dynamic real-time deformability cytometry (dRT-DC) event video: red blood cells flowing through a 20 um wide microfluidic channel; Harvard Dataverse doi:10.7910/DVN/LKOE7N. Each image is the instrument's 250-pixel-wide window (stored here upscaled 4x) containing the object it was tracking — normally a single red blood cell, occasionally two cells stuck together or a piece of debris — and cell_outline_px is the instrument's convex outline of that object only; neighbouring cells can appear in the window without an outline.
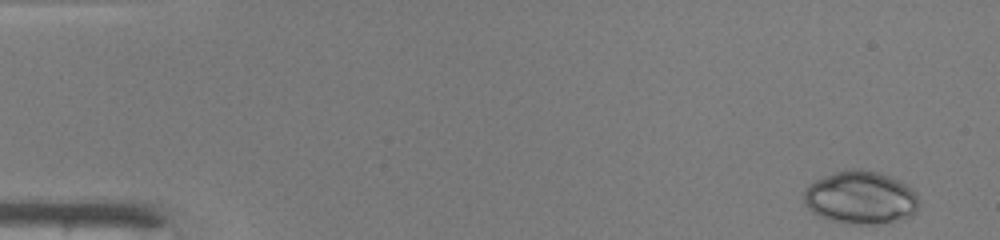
{"species": "common noctule bat (a hibernating species)", "species_latin": "Nyctalus noctula", "temperature_condition": "warm", "stored_images_in_passage": 47, "camera_frame_rate_fps": 3000, "um_per_image_px": 0.085, "animal": {"sex": "male", "body_mass_g": 19.0, "forearm_length_mm": 50.8}, "frame": {"image": 1, "passage_image": 1, "time_ms": 0.0, "image_size_px": [1000, 240], "cell_outline_px": [[916, 212], [912, 216], [872, 224], [848, 224], [832, 220], [820, 216], [812, 212], [804, 204], [804, 192], [808, 184], [816, 180], [836, 172], [848, 168], [860, 168], [876, 172], [888, 176], [904, 184], [916, 196]], "centroid_in_image_um": [73.08, 16.79], "position_along_channel_um": 11.9, "area_um2": 34.85}}
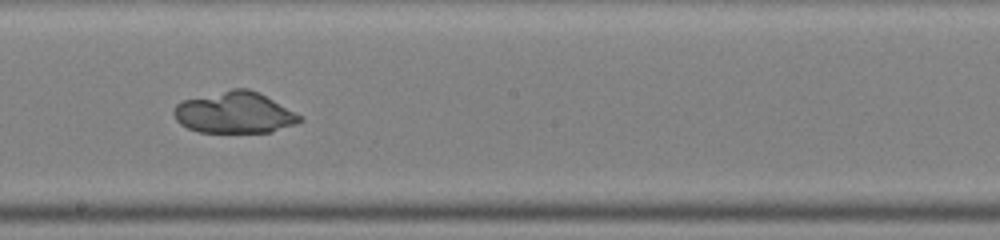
{"frame": {"image": 2, "passage_image": 26, "time_ms": 8.333, "image_size_px": [1000, 240], "cell_outline_px": [[304, 120], [296, 124], [272, 132], [200, 132], [188, 128], [180, 124], [176, 120], [172, 112], [176, 104], [184, 100], [232, 88], [248, 88], [304, 116]], "centroid_in_image_um": [19.94, 9.58], "position_along_channel_um": 228.3, "area_um2": 30.29}}
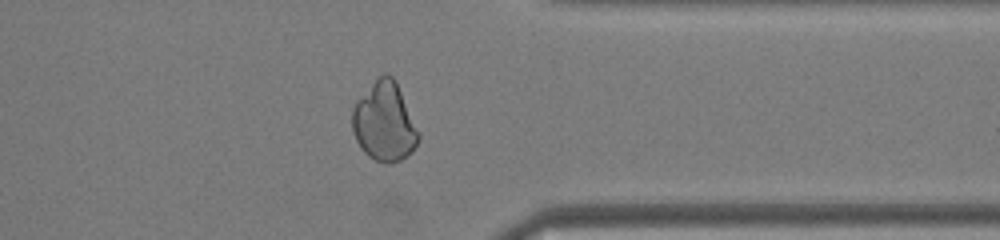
{"frame": {"image": 3, "passage_image": 37, "time_ms": 12.0, "image_size_px": [1000, 240], "cell_outline_px": [[420, 140], [412, 152], [408, 156], [400, 160], [388, 164], [384, 164], [368, 156], [360, 148], [352, 132], [352, 108], [356, 100], [376, 76], [384, 72], [392, 76], [396, 80], [420, 132]], "centroid_in_image_um": [32.67, 10.34], "position_along_channel_um": 378.7, "area_um2": 31.27}}